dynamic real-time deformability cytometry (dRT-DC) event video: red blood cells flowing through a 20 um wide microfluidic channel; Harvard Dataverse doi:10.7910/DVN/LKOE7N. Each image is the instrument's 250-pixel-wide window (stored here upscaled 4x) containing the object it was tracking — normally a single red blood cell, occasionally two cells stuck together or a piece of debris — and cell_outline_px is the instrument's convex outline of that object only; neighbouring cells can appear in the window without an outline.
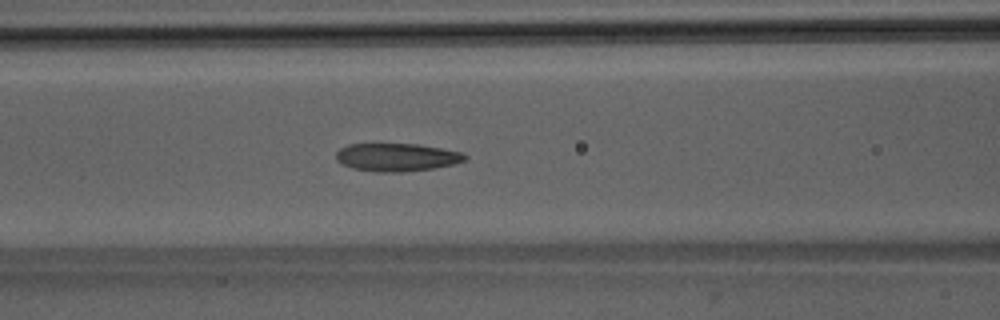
{"species": "Egyptian fruit bat (a non-hibernating species)", "species_latin": "Rousettus aegyptiacus", "temperature_condition": "room temperature", "stored_images_in_passage": 42, "camera_frame_rate_fps": 3000, "um_per_image_px": 0.085, "animal": {"sex": "male"}, "frame": {"image": 1, "passage_image": 12, "time_ms": 3.667, "image_size_px": [1000, 320], "cell_outline_px": [[468, 160], [452, 164], [432, 168], [404, 172], [376, 172], [352, 168], [336, 160], [336, 152], [340, 148], [348, 144], [372, 140], [420, 144], [460, 152], [468, 156]], "centroid_in_image_um": [33.65, 13.3], "position_along_channel_um": 133.0, "area_um2": 22.02}}
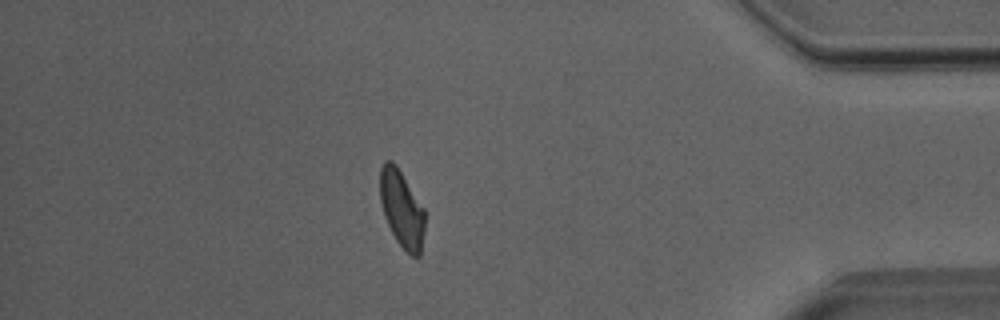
{"frame": {"image": 2, "passage_image": 35, "time_ms": 11.333, "image_size_px": [1000, 320], "cell_outline_px": [[424, 232], [420, 256], [412, 256], [396, 240], [384, 216], [380, 200], [380, 168], [384, 160], [392, 160], [396, 164], [424, 208]], "centroid_in_image_um": [34.14, 17.72], "position_along_channel_um": 401.1, "area_um2": 20.0}}
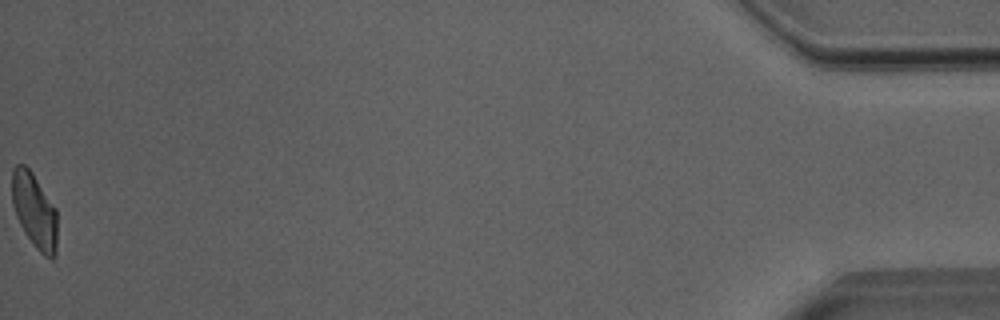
{"frame": {"image": 3, "passage_image": 42, "time_ms": 13.667, "image_size_px": [1000, 320], "cell_outline_px": [[56, 256], [52, 260], [44, 256], [36, 248], [24, 232], [16, 216], [12, 204], [12, 168], [16, 164], [24, 164], [32, 172], [56, 208]], "centroid_in_image_um": [2.92, 17.91], "position_along_channel_um": 432.3, "area_um2": 19.83}, "authors_computed_cell_mechanics": {"area_um2": 20.8658, "velocity_mm_per_s": 3.9955, "shape_relaxation_time_tau1_ms": 5.4131, "shape_relaxation_time_tau2_ms": 2.0003, "deformation_change_tau1": 0.1507, "deformation_change_tau2": 0.095}}